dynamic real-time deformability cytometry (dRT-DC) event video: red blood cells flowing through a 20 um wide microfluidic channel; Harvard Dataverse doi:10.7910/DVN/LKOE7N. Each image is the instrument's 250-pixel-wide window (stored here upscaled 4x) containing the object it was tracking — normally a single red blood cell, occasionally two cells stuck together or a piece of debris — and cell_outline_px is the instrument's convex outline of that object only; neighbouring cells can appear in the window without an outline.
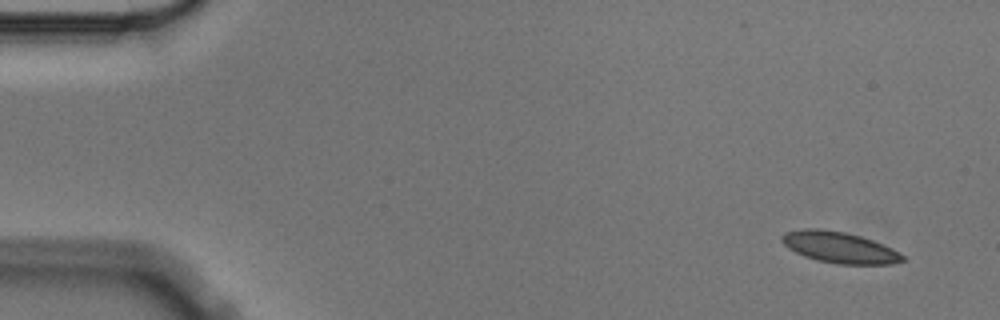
{"species": "Egyptian fruit bat (a non-hibernating species)", "species_latin": "Rousettus aegyptiacus", "temperature_condition": "cold", "stored_images_in_passage": 5, "segment_of_instrument_passage": [1, 2], "camera_frame_rate_fps": 3000, "um_per_image_px": 0.085, "animal": {"sex": "male"}, "frame": {"image": 1, "passage_image": 1, "time_ms": 0.0, "image_size_px": [1000, 320], "cell_outline_px": [[904, 260], [892, 264], [836, 264], [816, 260], [804, 256], [788, 248], [780, 240], [780, 236], [784, 232], [804, 228], [816, 228], [844, 232], [860, 236], [872, 240], [892, 248], [900, 252], [904, 256]], "centroid_in_image_um": [71.32, 21.03], "position_along_channel_um": 13.7, "area_um2": 21.96}}